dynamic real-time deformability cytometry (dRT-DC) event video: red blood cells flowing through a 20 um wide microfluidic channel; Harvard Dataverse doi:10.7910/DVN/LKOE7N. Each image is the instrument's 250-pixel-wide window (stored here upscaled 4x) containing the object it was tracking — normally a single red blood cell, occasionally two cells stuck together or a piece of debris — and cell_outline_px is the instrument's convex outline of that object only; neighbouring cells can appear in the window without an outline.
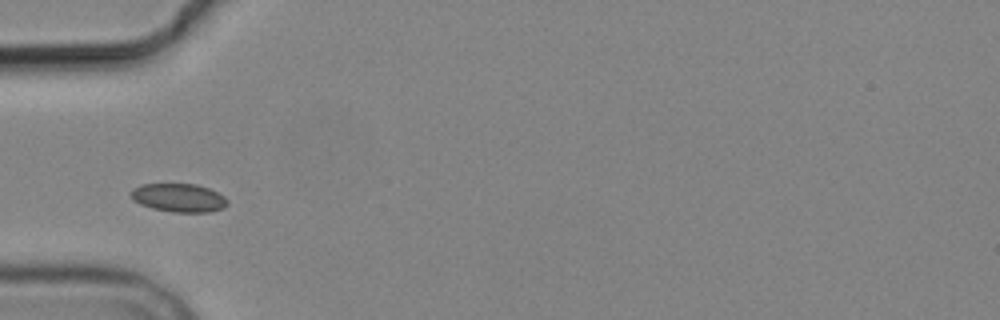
{"species": "common noctule bat (a hibernating species)", "species_latin": "Nyctalus noctula", "temperature_condition": "cold", "stored_images_in_passage": 5, "camera_frame_rate_fps": 3000, "um_per_image_px": 0.085, "animal": {"sex": "male", "body_mass_g": 19.2, "forearm_length_mm": 51.8}, "frame": {"image": 1, "passage_image": 1, "time_ms": 0.0, "image_size_px": [1000, 320], "cell_outline_px": [[228, 204], [224, 208], [208, 212], [172, 212], [152, 208], [140, 204], [132, 200], [132, 188], [140, 184], [196, 184], [208, 188], [224, 196], [228, 200]], "centroid_in_image_um": [15.2, 16.81], "position_along_channel_um": 69.8, "area_um2": 16.01}}
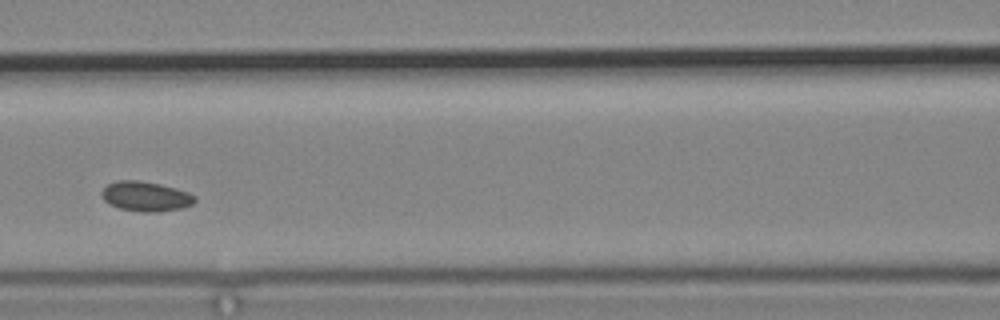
{"frame": {"image": 2, "passage_image": 3, "time_ms": 2.333, "image_size_px": [1000, 320], "cell_outline_px": [[196, 200], [192, 204], [180, 208], [160, 212], [144, 212], [120, 208], [108, 204], [104, 200], [100, 192], [108, 184], [120, 180], [140, 180], [160, 184], [176, 188], [188, 192], [196, 196]], "centroid_in_image_um": [12.39, 16.69], "position_along_channel_um": 154.2, "area_um2": 16.18}}
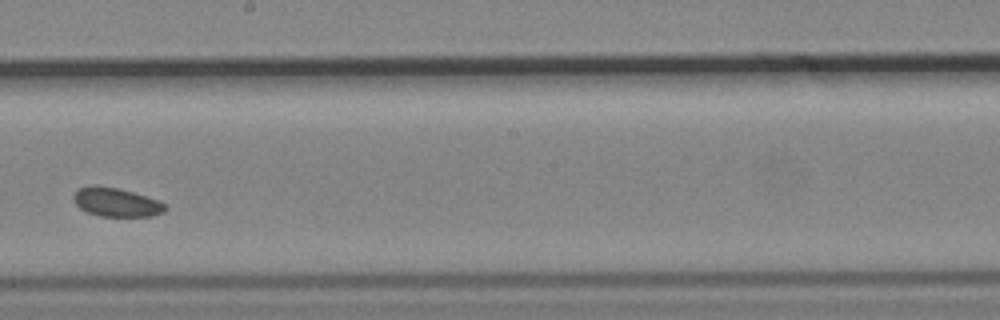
{"frame": {"image": 3, "passage_image": 5, "time_ms": 4.667, "image_size_px": [1000, 320], "cell_outline_px": [[168, 208], [164, 212], [152, 216], [100, 216], [88, 212], [80, 208], [76, 204], [72, 196], [80, 188], [96, 184], [116, 188], [132, 192], [168, 204]], "centroid_in_image_um": [9.9, 17.19], "position_along_channel_um": 238.3, "area_um2": 15.26}}